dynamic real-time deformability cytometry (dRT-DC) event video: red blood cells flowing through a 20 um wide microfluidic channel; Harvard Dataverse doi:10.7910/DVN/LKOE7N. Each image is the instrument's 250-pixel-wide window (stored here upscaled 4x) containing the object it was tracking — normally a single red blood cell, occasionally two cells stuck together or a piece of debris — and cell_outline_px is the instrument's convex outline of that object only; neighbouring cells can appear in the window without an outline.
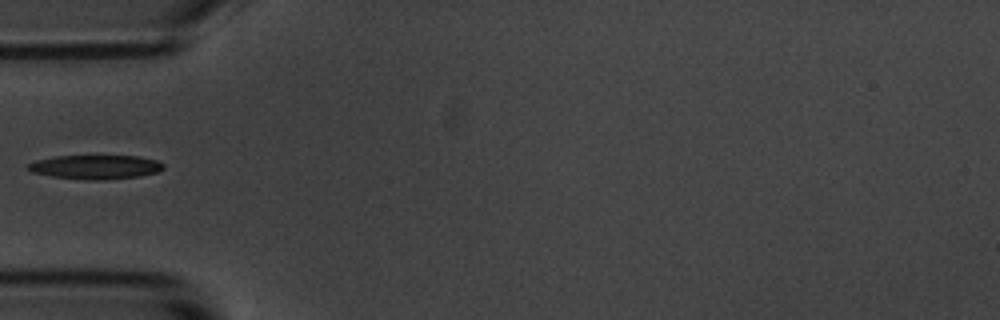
{"species": "common noctule bat (a hibernating species)", "species_latin": "Nyctalus noctula", "temperature_condition": "room temperature", "stored_images_in_passage": 1, "camera_frame_rate_fps": 3000, "um_per_image_px": 0.085, "animal": {"sex": "male", "body_mass_g": 20.1, "forearm_length_mm": 53.5}, "frame": {"image": 1, "passage_image": 1, "time_ms": 0.0, "image_size_px": [1000, 320], "cell_outline_px": [[164, 168], [156, 172], [140, 176], [100, 180], [96, 180], [52, 176], [32, 172], [28, 168], [28, 164], [36, 160], [56, 156], [136, 156], [156, 160], [164, 164]], "centroid_in_image_um": [8.13, 14.19], "position_along_channel_um": 76.9, "area_um2": 18.67}}